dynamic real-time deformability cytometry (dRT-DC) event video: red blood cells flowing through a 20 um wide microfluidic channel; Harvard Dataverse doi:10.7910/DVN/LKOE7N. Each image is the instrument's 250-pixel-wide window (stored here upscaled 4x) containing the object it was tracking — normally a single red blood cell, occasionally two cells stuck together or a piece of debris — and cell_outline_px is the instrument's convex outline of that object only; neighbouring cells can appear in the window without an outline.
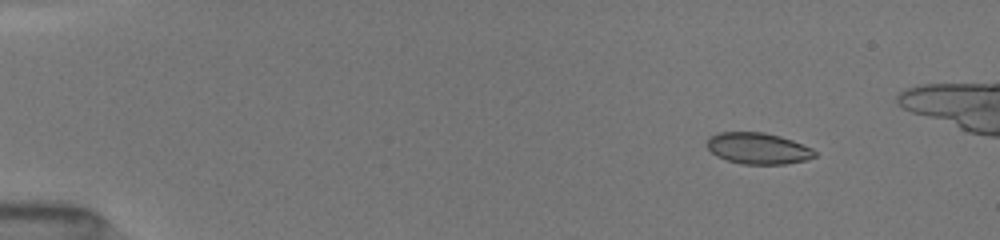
{"species": "common noctule bat (a hibernating species)", "species_latin": "Nyctalus noctula", "temperature_condition": "room temperature", "stored_images_in_passage": 12, "camera_frame_rate_fps": 3000, "um_per_image_px": 0.085, "animal": {"sex": "female", "body_mass_g": 19.5, "forearm_length_mm": 54.1}, "frame": {"image": 1, "passage_image": 4, "time_ms": 2.0, "image_size_px": [1000, 240], "cell_outline_px": [[816, 156], [808, 160], [784, 164], [740, 164], [716, 156], [704, 144], [708, 136], [716, 132], [764, 132], [780, 136], [792, 140], [812, 148], [816, 152]], "centroid_in_image_um": [64.4, 12.6], "position_along_channel_um": 20.6, "area_um2": 19.94}}
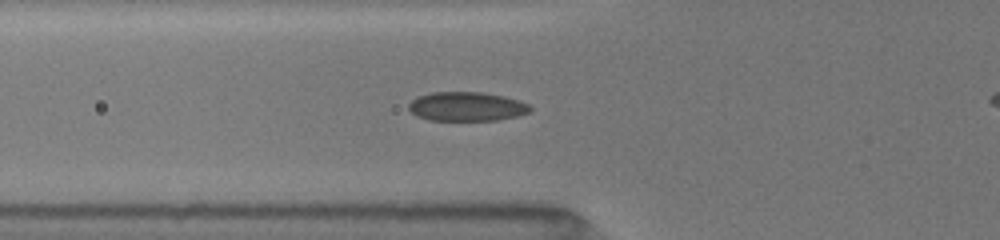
{"frame": {"image": 2, "passage_image": 10, "time_ms": 6.333, "image_size_px": [1000, 240], "cell_outline_px": [[532, 108], [528, 112], [516, 116], [496, 120], [428, 120], [416, 116], [408, 108], [408, 104], [412, 100], [420, 96], [432, 92], [480, 92], [504, 96], [520, 100], [528, 104]], "centroid_in_image_um": [39.66, 9.05], "position_along_channel_um": 86.1, "area_um2": 20.52}}
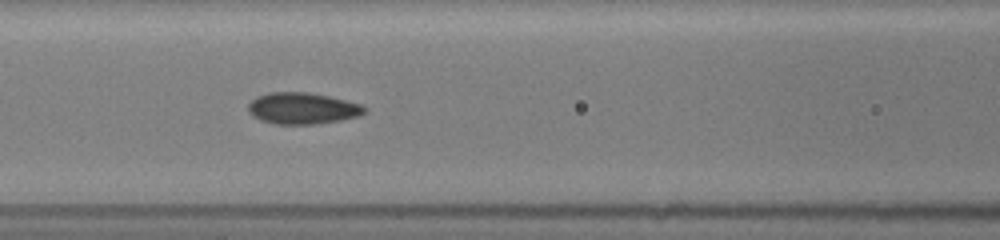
{"frame": {"image": 3, "passage_image": 12, "time_ms": 7.667, "image_size_px": [1000, 240], "cell_outline_px": [[364, 112], [360, 116], [340, 120], [316, 124], [276, 124], [260, 120], [252, 116], [248, 112], [248, 104], [256, 96], [268, 92], [308, 92], [328, 96], [360, 104], [364, 108]], "centroid_in_image_um": [25.65, 9.21], "position_along_channel_um": 141.0, "area_um2": 21.27}}